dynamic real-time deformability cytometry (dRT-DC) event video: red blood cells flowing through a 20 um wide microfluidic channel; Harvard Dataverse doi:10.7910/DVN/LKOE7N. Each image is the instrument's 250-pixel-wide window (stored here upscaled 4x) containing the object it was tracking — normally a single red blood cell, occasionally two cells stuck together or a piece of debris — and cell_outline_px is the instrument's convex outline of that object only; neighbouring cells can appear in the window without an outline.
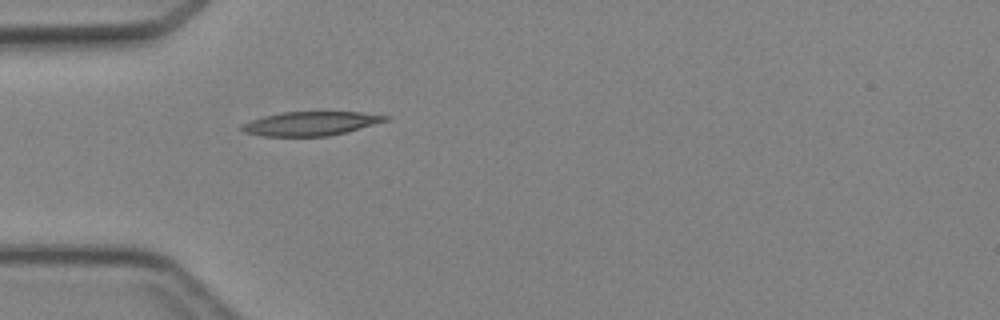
{"species": "Egyptian fruit bat (a non-hibernating species)", "species_latin": "Rousettus aegyptiacus", "temperature_condition": "cold", "stored_images_in_passage": 4, "camera_frame_rate_fps": 3000, "um_per_image_px": 0.085, "animal": {"sex": "female"}, "frame": {"image": 1, "passage_image": 4, "time_ms": 4.667, "image_size_px": [1000, 320], "cell_outline_px": [[392, 116], [388, 120], [344, 132], [328, 136], [264, 136], [244, 132], [240, 128], [240, 124], [264, 116], [280, 112], [360, 112]], "centroid_in_image_um": [26.38, 10.49], "position_along_channel_um": 58.6, "area_um2": 19.88}}